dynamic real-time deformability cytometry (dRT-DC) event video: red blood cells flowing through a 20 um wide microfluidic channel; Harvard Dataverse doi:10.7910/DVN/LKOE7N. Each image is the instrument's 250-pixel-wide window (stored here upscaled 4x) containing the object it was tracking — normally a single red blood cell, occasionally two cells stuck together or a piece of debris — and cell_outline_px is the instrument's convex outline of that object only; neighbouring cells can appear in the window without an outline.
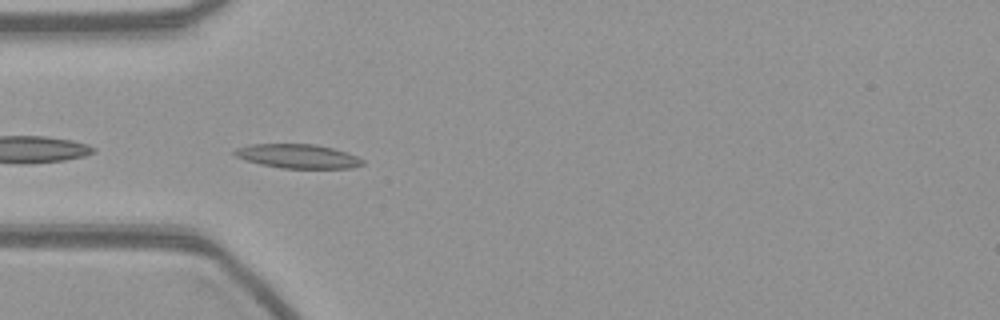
{"species": "common noctule bat (a hibernating species)", "species_latin": "Nyctalus noctula", "temperature_condition": "warm", "stored_images_in_passage": 41, "camera_frame_rate_fps": 3000, "um_per_image_px": 0.085, "animal": {"sex": "female", "body_mass_g": 21.9}, "frame": {"image": 1, "passage_image": 2, "time_ms": 0.333, "image_size_px": [1000, 320], "cell_outline_px": [[364, 164], [352, 168], [280, 168], [260, 164], [244, 160], [236, 156], [232, 152], [236, 148], [252, 144], [316, 144], [348, 152], [364, 160]], "centroid_in_image_um": [25.31, 13.28], "position_along_channel_um": 59.7, "area_um2": 18.03}}
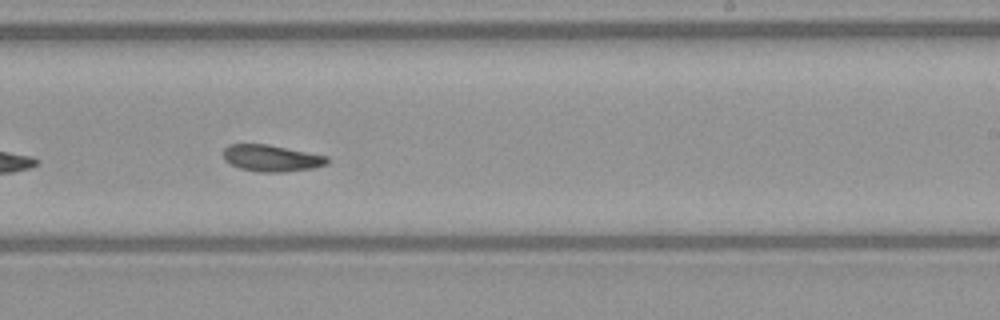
{"frame": {"image": 2, "passage_image": 19, "time_ms": 6.0, "image_size_px": [1000, 320], "cell_outline_px": [[328, 164], [316, 168], [284, 172], [256, 172], [240, 168], [224, 160], [224, 148], [228, 144], [268, 144], [328, 156]], "centroid_in_image_um": [23.1, 13.45], "position_along_channel_um": 265.9, "area_um2": 16.24}}
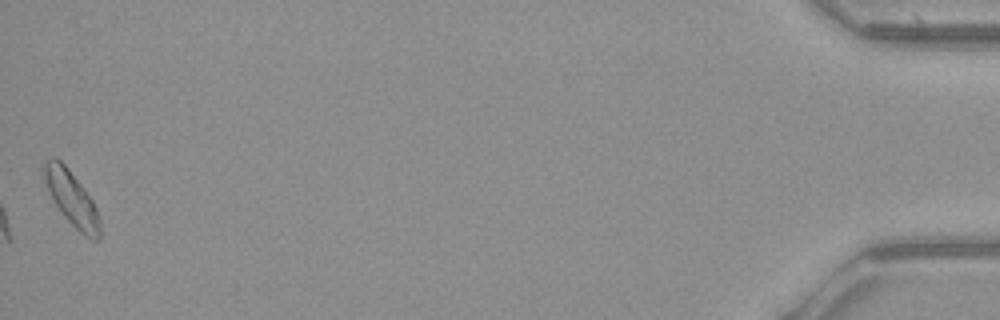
{"frame": {"image": 3, "passage_image": 41, "time_ms": 13.333, "image_size_px": [1000, 320], "cell_outline_px": [[100, 240], [92, 240], [84, 236], [64, 216], [56, 204], [44, 180], [44, 160], [52, 156], [56, 156], [68, 168], [92, 200], [96, 208], [100, 220]], "centroid_in_image_um": [6.1, 16.86], "position_along_channel_um": 429.1, "area_um2": 17.4}}